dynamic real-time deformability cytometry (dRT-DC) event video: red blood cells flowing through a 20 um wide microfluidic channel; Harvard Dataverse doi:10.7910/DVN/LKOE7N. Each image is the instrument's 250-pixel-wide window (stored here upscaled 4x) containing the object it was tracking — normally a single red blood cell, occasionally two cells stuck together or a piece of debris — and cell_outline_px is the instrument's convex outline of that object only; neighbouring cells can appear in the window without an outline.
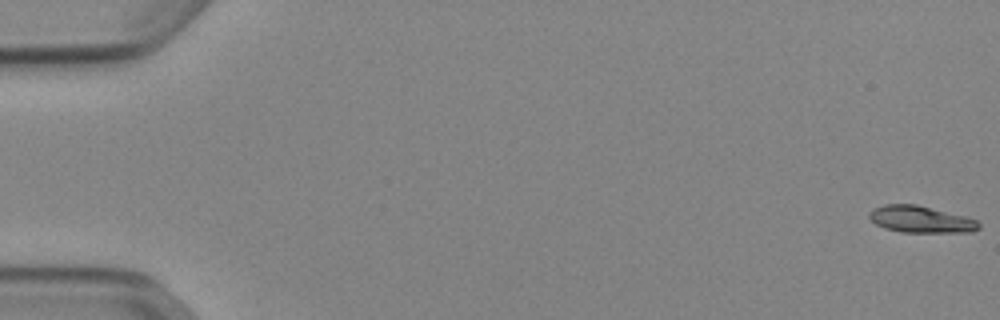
{"species": "Egyptian fruit bat (a non-hibernating species)", "species_latin": "Rousettus aegyptiacus", "temperature_condition": "cold", "stored_images_in_passage": 53, "camera_frame_rate_fps": 3000, "um_per_image_px": 0.085, "animal": {"sex": "female"}, "frame": {"image": 1, "passage_image": 1, "time_ms": 0.0, "image_size_px": [1000, 320], "cell_outline_px": [[980, 228], [972, 232], [900, 232], [884, 228], [876, 224], [868, 216], [876, 208], [884, 204], [916, 204], [964, 216], [976, 220], [980, 224]], "centroid_in_image_um": [78.28, 18.65], "position_along_channel_um": 6.7, "area_um2": 16.88}}
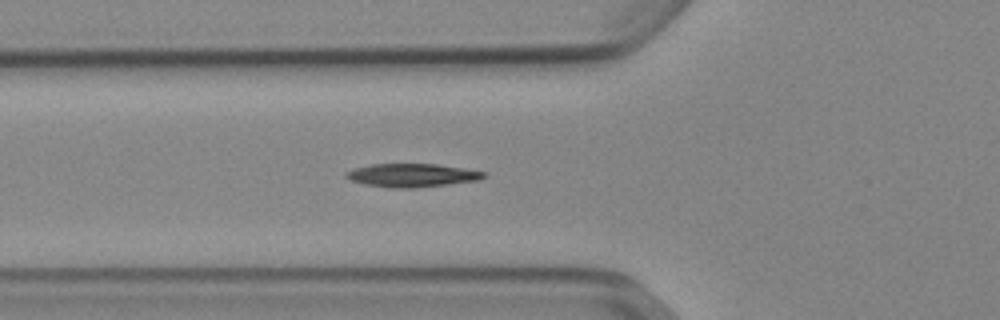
{"frame": {"image": 2, "passage_image": 20, "time_ms": 6.333, "image_size_px": [1000, 320], "cell_outline_px": [[488, 176], [480, 180], [448, 184], [412, 188], [392, 188], [364, 184], [352, 180], [344, 176], [344, 172], [356, 168], [372, 164], [436, 164], [484, 172]], "centroid_in_image_um": [35.01, 14.9], "position_along_channel_um": 90.8, "area_um2": 18.55}}
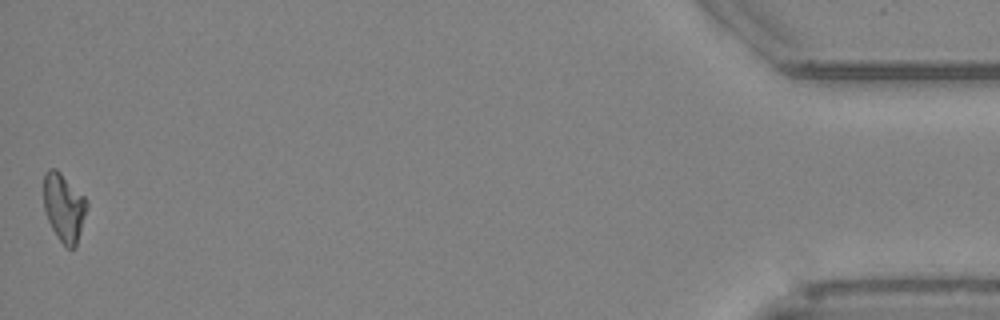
{"frame": {"image": 3, "passage_image": 53, "time_ms": 17.333, "image_size_px": [1000, 320], "cell_outline_px": [[88, 208], [76, 248], [68, 248], [56, 236], [44, 212], [44, 172], [48, 168], [56, 168], [88, 200]], "centroid_in_image_um": [5.45, 17.63], "position_along_channel_um": 429.8, "area_um2": 17.34}, "authors_computed_cell_mechanics": {"area_um2": 17.6868, "velocity_mm_per_s": 3.888, "shape_relaxation_time_tau1_ms": 4.0347, "shape_relaxation_time_tau2_ms": null, "deformation_change_tau1": 0.1782, "deformation_change_tau2": null}}